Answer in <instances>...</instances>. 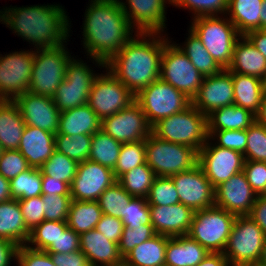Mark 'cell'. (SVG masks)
<instances>
[{"mask_svg": "<svg viewBox=\"0 0 266 266\" xmlns=\"http://www.w3.org/2000/svg\"><path fill=\"white\" fill-rule=\"evenodd\" d=\"M85 11L83 48L93 63L106 68V63L134 36L133 27L119 0H91Z\"/></svg>", "mask_w": 266, "mask_h": 266, "instance_id": "1", "label": "cell"}, {"mask_svg": "<svg viewBox=\"0 0 266 266\" xmlns=\"http://www.w3.org/2000/svg\"><path fill=\"white\" fill-rule=\"evenodd\" d=\"M134 35L106 63V68L136 95L160 78L161 56L169 39L161 33L136 32Z\"/></svg>", "mask_w": 266, "mask_h": 266, "instance_id": "2", "label": "cell"}, {"mask_svg": "<svg viewBox=\"0 0 266 266\" xmlns=\"http://www.w3.org/2000/svg\"><path fill=\"white\" fill-rule=\"evenodd\" d=\"M60 5L9 7L0 11V22L36 49L54 48L67 43L69 17Z\"/></svg>", "mask_w": 266, "mask_h": 266, "instance_id": "3", "label": "cell"}, {"mask_svg": "<svg viewBox=\"0 0 266 266\" xmlns=\"http://www.w3.org/2000/svg\"><path fill=\"white\" fill-rule=\"evenodd\" d=\"M151 133L164 141L194 148L197 152L206 144L207 117L192 104L181 112L161 119Z\"/></svg>", "mask_w": 266, "mask_h": 266, "instance_id": "4", "label": "cell"}, {"mask_svg": "<svg viewBox=\"0 0 266 266\" xmlns=\"http://www.w3.org/2000/svg\"><path fill=\"white\" fill-rule=\"evenodd\" d=\"M190 29L201 40L212 58L227 69L233 58V50L240 34L234 24L219 16H201L193 18Z\"/></svg>", "mask_w": 266, "mask_h": 266, "instance_id": "5", "label": "cell"}, {"mask_svg": "<svg viewBox=\"0 0 266 266\" xmlns=\"http://www.w3.org/2000/svg\"><path fill=\"white\" fill-rule=\"evenodd\" d=\"M146 163L156 176L171 177L198 164V152L189 146L164 141L152 133L146 138Z\"/></svg>", "mask_w": 266, "mask_h": 266, "instance_id": "6", "label": "cell"}, {"mask_svg": "<svg viewBox=\"0 0 266 266\" xmlns=\"http://www.w3.org/2000/svg\"><path fill=\"white\" fill-rule=\"evenodd\" d=\"M236 217L216 205L194 211L188 235L209 252L223 253Z\"/></svg>", "mask_w": 266, "mask_h": 266, "instance_id": "7", "label": "cell"}, {"mask_svg": "<svg viewBox=\"0 0 266 266\" xmlns=\"http://www.w3.org/2000/svg\"><path fill=\"white\" fill-rule=\"evenodd\" d=\"M66 45L34 49V61L28 92L53 97L65 79L67 63L72 58ZM70 55V56H69Z\"/></svg>", "mask_w": 266, "mask_h": 266, "instance_id": "8", "label": "cell"}, {"mask_svg": "<svg viewBox=\"0 0 266 266\" xmlns=\"http://www.w3.org/2000/svg\"><path fill=\"white\" fill-rule=\"evenodd\" d=\"M135 101L145 113L151 127L192 104L190 98L161 78L140 90L135 95Z\"/></svg>", "mask_w": 266, "mask_h": 266, "instance_id": "9", "label": "cell"}, {"mask_svg": "<svg viewBox=\"0 0 266 266\" xmlns=\"http://www.w3.org/2000/svg\"><path fill=\"white\" fill-rule=\"evenodd\" d=\"M265 239L264 232L251 218L237 216L223 254L230 263L257 265Z\"/></svg>", "mask_w": 266, "mask_h": 266, "instance_id": "10", "label": "cell"}, {"mask_svg": "<svg viewBox=\"0 0 266 266\" xmlns=\"http://www.w3.org/2000/svg\"><path fill=\"white\" fill-rule=\"evenodd\" d=\"M168 41L161 56L160 78L191 100L198 93L204 76L175 44Z\"/></svg>", "mask_w": 266, "mask_h": 266, "instance_id": "11", "label": "cell"}, {"mask_svg": "<svg viewBox=\"0 0 266 266\" xmlns=\"http://www.w3.org/2000/svg\"><path fill=\"white\" fill-rule=\"evenodd\" d=\"M97 76L87 63L72 57L67 63L65 79L52 97L60 112L88 104L90 90Z\"/></svg>", "mask_w": 266, "mask_h": 266, "instance_id": "12", "label": "cell"}, {"mask_svg": "<svg viewBox=\"0 0 266 266\" xmlns=\"http://www.w3.org/2000/svg\"><path fill=\"white\" fill-rule=\"evenodd\" d=\"M99 74L90 90L88 105L102 120L125 109L135 101V95L107 68Z\"/></svg>", "mask_w": 266, "mask_h": 266, "instance_id": "13", "label": "cell"}, {"mask_svg": "<svg viewBox=\"0 0 266 266\" xmlns=\"http://www.w3.org/2000/svg\"><path fill=\"white\" fill-rule=\"evenodd\" d=\"M34 51H15L0 55V100H14L28 92Z\"/></svg>", "mask_w": 266, "mask_h": 266, "instance_id": "14", "label": "cell"}, {"mask_svg": "<svg viewBox=\"0 0 266 266\" xmlns=\"http://www.w3.org/2000/svg\"><path fill=\"white\" fill-rule=\"evenodd\" d=\"M210 141L208 137L206 144L198 151V164L216 188L234 174L243 171L245 159L242 153L217 146Z\"/></svg>", "mask_w": 266, "mask_h": 266, "instance_id": "15", "label": "cell"}, {"mask_svg": "<svg viewBox=\"0 0 266 266\" xmlns=\"http://www.w3.org/2000/svg\"><path fill=\"white\" fill-rule=\"evenodd\" d=\"M145 113L134 101L125 109L101 120V129L121 143L146 140L151 134Z\"/></svg>", "mask_w": 266, "mask_h": 266, "instance_id": "16", "label": "cell"}, {"mask_svg": "<svg viewBox=\"0 0 266 266\" xmlns=\"http://www.w3.org/2000/svg\"><path fill=\"white\" fill-rule=\"evenodd\" d=\"M117 181L114 171L87 159L78 163L70 186L72 200L97 201L100 195Z\"/></svg>", "mask_w": 266, "mask_h": 266, "instance_id": "17", "label": "cell"}, {"mask_svg": "<svg viewBox=\"0 0 266 266\" xmlns=\"http://www.w3.org/2000/svg\"><path fill=\"white\" fill-rule=\"evenodd\" d=\"M170 178L178 192L180 203L193 211L207 209L215 205V188L199 164Z\"/></svg>", "mask_w": 266, "mask_h": 266, "instance_id": "18", "label": "cell"}, {"mask_svg": "<svg viewBox=\"0 0 266 266\" xmlns=\"http://www.w3.org/2000/svg\"><path fill=\"white\" fill-rule=\"evenodd\" d=\"M234 104V88L231 72H221L204 76L198 93L192 99V105L206 117L213 111Z\"/></svg>", "mask_w": 266, "mask_h": 266, "instance_id": "19", "label": "cell"}, {"mask_svg": "<svg viewBox=\"0 0 266 266\" xmlns=\"http://www.w3.org/2000/svg\"><path fill=\"white\" fill-rule=\"evenodd\" d=\"M124 2L119 0L130 25L137 29L135 33H162L164 31L167 20L165 7L166 4H172V0H126Z\"/></svg>", "mask_w": 266, "mask_h": 266, "instance_id": "20", "label": "cell"}, {"mask_svg": "<svg viewBox=\"0 0 266 266\" xmlns=\"http://www.w3.org/2000/svg\"><path fill=\"white\" fill-rule=\"evenodd\" d=\"M25 121V125L57 134L60 110L52 97L25 92L13 100Z\"/></svg>", "mask_w": 266, "mask_h": 266, "instance_id": "21", "label": "cell"}, {"mask_svg": "<svg viewBox=\"0 0 266 266\" xmlns=\"http://www.w3.org/2000/svg\"><path fill=\"white\" fill-rule=\"evenodd\" d=\"M256 198L243 171L215 188V205L235 216H248Z\"/></svg>", "mask_w": 266, "mask_h": 266, "instance_id": "22", "label": "cell"}, {"mask_svg": "<svg viewBox=\"0 0 266 266\" xmlns=\"http://www.w3.org/2000/svg\"><path fill=\"white\" fill-rule=\"evenodd\" d=\"M194 211L182 203L150 206L151 225L156 234L168 237L188 235Z\"/></svg>", "mask_w": 266, "mask_h": 266, "instance_id": "23", "label": "cell"}, {"mask_svg": "<svg viewBox=\"0 0 266 266\" xmlns=\"http://www.w3.org/2000/svg\"><path fill=\"white\" fill-rule=\"evenodd\" d=\"M18 150L31 168L40 169L55 150V134L26 125Z\"/></svg>", "mask_w": 266, "mask_h": 266, "instance_id": "24", "label": "cell"}, {"mask_svg": "<svg viewBox=\"0 0 266 266\" xmlns=\"http://www.w3.org/2000/svg\"><path fill=\"white\" fill-rule=\"evenodd\" d=\"M80 250L88 257L92 266H120L123 264L118 244L109 241L96 229L80 235Z\"/></svg>", "mask_w": 266, "mask_h": 266, "instance_id": "25", "label": "cell"}, {"mask_svg": "<svg viewBox=\"0 0 266 266\" xmlns=\"http://www.w3.org/2000/svg\"><path fill=\"white\" fill-rule=\"evenodd\" d=\"M227 69L231 73L263 79L266 75V58L245 35H241L234 46L232 62Z\"/></svg>", "mask_w": 266, "mask_h": 266, "instance_id": "26", "label": "cell"}, {"mask_svg": "<svg viewBox=\"0 0 266 266\" xmlns=\"http://www.w3.org/2000/svg\"><path fill=\"white\" fill-rule=\"evenodd\" d=\"M209 251L189 235L168 237L165 266H196Z\"/></svg>", "mask_w": 266, "mask_h": 266, "instance_id": "27", "label": "cell"}, {"mask_svg": "<svg viewBox=\"0 0 266 266\" xmlns=\"http://www.w3.org/2000/svg\"><path fill=\"white\" fill-rule=\"evenodd\" d=\"M100 129L101 119L88 104L60 112L57 134L93 135Z\"/></svg>", "mask_w": 266, "mask_h": 266, "instance_id": "28", "label": "cell"}, {"mask_svg": "<svg viewBox=\"0 0 266 266\" xmlns=\"http://www.w3.org/2000/svg\"><path fill=\"white\" fill-rule=\"evenodd\" d=\"M30 230L26 227L18 199L0 203V238L15 245H26Z\"/></svg>", "mask_w": 266, "mask_h": 266, "instance_id": "29", "label": "cell"}, {"mask_svg": "<svg viewBox=\"0 0 266 266\" xmlns=\"http://www.w3.org/2000/svg\"><path fill=\"white\" fill-rule=\"evenodd\" d=\"M25 121L13 100H0V144L3 150L18 149Z\"/></svg>", "mask_w": 266, "mask_h": 266, "instance_id": "30", "label": "cell"}, {"mask_svg": "<svg viewBox=\"0 0 266 266\" xmlns=\"http://www.w3.org/2000/svg\"><path fill=\"white\" fill-rule=\"evenodd\" d=\"M168 236L156 234L135 246L124 258V266H165Z\"/></svg>", "mask_w": 266, "mask_h": 266, "instance_id": "31", "label": "cell"}, {"mask_svg": "<svg viewBox=\"0 0 266 266\" xmlns=\"http://www.w3.org/2000/svg\"><path fill=\"white\" fill-rule=\"evenodd\" d=\"M231 75L234 88V104L256 115L263 98L262 79L240 73H231Z\"/></svg>", "mask_w": 266, "mask_h": 266, "instance_id": "32", "label": "cell"}, {"mask_svg": "<svg viewBox=\"0 0 266 266\" xmlns=\"http://www.w3.org/2000/svg\"><path fill=\"white\" fill-rule=\"evenodd\" d=\"M255 122V115L235 104L222 107L207 116V131L246 130Z\"/></svg>", "mask_w": 266, "mask_h": 266, "instance_id": "33", "label": "cell"}, {"mask_svg": "<svg viewBox=\"0 0 266 266\" xmlns=\"http://www.w3.org/2000/svg\"><path fill=\"white\" fill-rule=\"evenodd\" d=\"M263 0H228L227 14L240 35L260 29Z\"/></svg>", "mask_w": 266, "mask_h": 266, "instance_id": "34", "label": "cell"}, {"mask_svg": "<svg viewBox=\"0 0 266 266\" xmlns=\"http://www.w3.org/2000/svg\"><path fill=\"white\" fill-rule=\"evenodd\" d=\"M102 215L103 212L98 201L72 200L67 217V226L81 235L95 229Z\"/></svg>", "mask_w": 266, "mask_h": 266, "instance_id": "35", "label": "cell"}, {"mask_svg": "<svg viewBox=\"0 0 266 266\" xmlns=\"http://www.w3.org/2000/svg\"><path fill=\"white\" fill-rule=\"evenodd\" d=\"M188 32L187 42L185 41L184 46L181 47L176 44L179 49L203 76H211L221 72L223 68L212 58L201 40L190 28Z\"/></svg>", "mask_w": 266, "mask_h": 266, "instance_id": "36", "label": "cell"}, {"mask_svg": "<svg viewBox=\"0 0 266 266\" xmlns=\"http://www.w3.org/2000/svg\"><path fill=\"white\" fill-rule=\"evenodd\" d=\"M122 143L116 141L102 129L92 135L88 159L112 170L117 163Z\"/></svg>", "mask_w": 266, "mask_h": 266, "instance_id": "37", "label": "cell"}, {"mask_svg": "<svg viewBox=\"0 0 266 266\" xmlns=\"http://www.w3.org/2000/svg\"><path fill=\"white\" fill-rule=\"evenodd\" d=\"M156 177L145 162L123 174L117 181L133 197L147 198Z\"/></svg>", "mask_w": 266, "mask_h": 266, "instance_id": "38", "label": "cell"}, {"mask_svg": "<svg viewBox=\"0 0 266 266\" xmlns=\"http://www.w3.org/2000/svg\"><path fill=\"white\" fill-rule=\"evenodd\" d=\"M92 135L55 134V150L81 163L88 159Z\"/></svg>", "mask_w": 266, "mask_h": 266, "instance_id": "39", "label": "cell"}, {"mask_svg": "<svg viewBox=\"0 0 266 266\" xmlns=\"http://www.w3.org/2000/svg\"><path fill=\"white\" fill-rule=\"evenodd\" d=\"M12 199H27L42 195V172L30 168L10 180Z\"/></svg>", "mask_w": 266, "mask_h": 266, "instance_id": "40", "label": "cell"}, {"mask_svg": "<svg viewBox=\"0 0 266 266\" xmlns=\"http://www.w3.org/2000/svg\"><path fill=\"white\" fill-rule=\"evenodd\" d=\"M132 197L133 196L116 181L100 195L97 201L103 214L122 219L124 217V210Z\"/></svg>", "mask_w": 266, "mask_h": 266, "instance_id": "41", "label": "cell"}, {"mask_svg": "<svg viewBox=\"0 0 266 266\" xmlns=\"http://www.w3.org/2000/svg\"><path fill=\"white\" fill-rule=\"evenodd\" d=\"M67 228V221L44 220L30 231L26 245L32 249L45 251L55 243L60 232H64Z\"/></svg>", "mask_w": 266, "mask_h": 266, "instance_id": "42", "label": "cell"}, {"mask_svg": "<svg viewBox=\"0 0 266 266\" xmlns=\"http://www.w3.org/2000/svg\"><path fill=\"white\" fill-rule=\"evenodd\" d=\"M78 163L63 153L54 150L52 156L40 168L42 176L61 180L71 186L77 172Z\"/></svg>", "mask_w": 266, "mask_h": 266, "instance_id": "43", "label": "cell"}, {"mask_svg": "<svg viewBox=\"0 0 266 266\" xmlns=\"http://www.w3.org/2000/svg\"><path fill=\"white\" fill-rule=\"evenodd\" d=\"M146 140L133 143H122L120 154L113 169L118 180L123 174L146 162Z\"/></svg>", "mask_w": 266, "mask_h": 266, "instance_id": "44", "label": "cell"}, {"mask_svg": "<svg viewBox=\"0 0 266 266\" xmlns=\"http://www.w3.org/2000/svg\"><path fill=\"white\" fill-rule=\"evenodd\" d=\"M146 199L149 206H170L180 203L178 192L170 177L157 176Z\"/></svg>", "mask_w": 266, "mask_h": 266, "instance_id": "45", "label": "cell"}, {"mask_svg": "<svg viewBox=\"0 0 266 266\" xmlns=\"http://www.w3.org/2000/svg\"><path fill=\"white\" fill-rule=\"evenodd\" d=\"M246 131L245 161L266 162V127L255 121Z\"/></svg>", "mask_w": 266, "mask_h": 266, "instance_id": "46", "label": "cell"}, {"mask_svg": "<svg viewBox=\"0 0 266 266\" xmlns=\"http://www.w3.org/2000/svg\"><path fill=\"white\" fill-rule=\"evenodd\" d=\"M173 6L192 11L193 17L218 16L227 13L228 0H172Z\"/></svg>", "mask_w": 266, "mask_h": 266, "instance_id": "47", "label": "cell"}, {"mask_svg": "<svg viewBox=\"0 0 266 266\" xmlns=\"http://www.w3.org/2000/svg\"><path fill=\"white\" fill-rule=\"evenodd\" d=\"M124 227L151 225L150 206L146 198L132 197L121 219Z\"/></svg>", "mask_w": 266, "mask_h": 266, "instance_id": "48", "label": "cell"}, {"mask_svg": "<svg viewBox=\"0 0 266 266\" xmlns=\"http://www.w3.org/2000/svg\"><path fill=\"white\" fill-rule=\"evenodd\" d=\"M156 235L152 225L133 226L123 228L121 239L118 243L119 252L124 258L135 246L149 240Z\"/></svg>", "mask_w": 266, "mask_h": 266, "instance_id": "49", "label": "cell"}, {"mask_svg": "<svg viewBox=\"0 0 266 266\" xmlns=\"http://www.w3.org/2000/svg\"><path fill=\"white\" fill-rule=\"evenodd\" d=\"M44 203V220L67 221L71 195H41Z\"/></svg>", "mask_w": 266, "mask_h": 266, "instance_id": "50", "label": "cell"}, {"mask_svg": "<svg viewBox=\"0 0 266 266\" xmlns=\"http://www.w3.org/2000/svg\"><path fill=\"white\" fill-rule=\"evenodd\" d=\"M31 167L18 149L3 150L0 156V174L11 180Z\"/></svg>", "mask_w": 266, "mask_h": 266, "instance_id": "51", "label": "cell"}, {"mask_svg": "<svg viewBox=\"0 0 266 266\" xmlns=\"http://www.w3.org/2000/svg\"><path fill=\"white\" fill-rule=\"evenodd\" d=\"M207 134L213 142L217 139L215 142L217 146L232 149L244 154L247 145L246 130L207 131Z\"/></svg>", "mask_w": 266, "mask_h": 266, "instance_id": "52", "label": "cell"}, {"mask_svg": "<svg viewBox=\"0 0 266 266\" xmlns=\"http://www.w3.org/2000/svg\"><path fill=\"white\" fill-rule=\"evenodd\" d=\"M18 201L24 222L30 231L44 221V203L42 196L20 199Z\"/></svg>", "mask_w": 266, "mask_h": 266, "instance_id": "53", "label": "cell"}, {"mask_svg": "<svg viewBox=\"0 0 266 266\" xmlns=\"http://www.w3.org/2000/svg\"><path fill=\"white\" fill-rule=\"evenodd\" d=\"M243 173L257 195L266 194V162L245 161Z\"/></svg>", "mask_w": 266, "mask_h": 266, "instance_id": "54", "label": "cell"}, {"mask_svg": "<svg viewBox=\"0 0 266 266\" xmlns=\"http://www.w3.org/2000/svg\"><path fill=\"white\" fill-rule=\"evenodd\" d=\"M16 262L18 266H56L50 254L22 245L17 248Z\"/></svg>", "mask_w": 266, "mask_h": 266, "instance_id": "55", "label": "cell"}, {"mask_svg": "<svg viewBox=\"0 0 266 266\" xmlns=\"http://www.w3.org/2000/svg\"><path fill=\"white\" fill-rule=\"evenodd\" d=\"M80 250V235L73 229L67 228L60 232L55 243H52L45 251L48 253H70Z\"/></svg>", "mask_w": 266, "mask_h": 266, "instance_id": "56", "label": "cell"}, {"mask_svg": "<svg viewBox=\"0 0 266 266\" xmlns=\"http://www.w3.org/2000/svg\"><path fill=\"white\" fill-rule=\"evenodd\" d=\"M123 228L124 225L121 219L103 214L95 229L105 235L109 241L118 244L123 233Z\"/></svg>", "mask_w": 266, "mask_h": 266, "instance_id": "57", "label": "cell"}, {"mask_svg": "<svg viewBox=\"0 0 266 266\" xmlns=\"http://www.w3.org/2000/svg\"><path fill=\"white\" fill-rule=\"evenodd\" d=\"M56 266H92L88 257L81 251L70 253H49Z\"/></svg>", "mask_w": 266, "mask_h": 266, "instance_id": "58", "label": "cell"}, {"mask_svg": "<svg viewBox=\"0 0 266 266\" xmlns=\"http://www.w3.org/2000/svg\"><path fill=\"white\" fill-rule=\"evenodd\" d=\"M70 195V186L50 176H42V195Z\"/></svg>", "mask_w": 266, "mask_h": 266, "instance_id": "59", "label": "cell"}, {"mask_svg": "<svg viewBox=\"0 0 266 266\" xmlns=\"http://www.w3.org/2000/svg\"><path fill=\"white\" fill-rule=\"evenodd\" d=\"M264 232L266 236V196L257 195V198L252 206L251 212L248 215Z\"/></svg>", "mask_w": 266, "mask_h": 266, "instance_id": "60", "label": "cell"}, {"mask_svg": "<svg viewBox=\"0 0 266 266\" xmlns=\"http://www.w3.org/2000/svg\"><path fill=\"white\" fill-rule=\"evenodd\" d=\"M17 248L11 241L0 238V266H10L13 260L16 261Z\"/></svg>", "mask_w": 266, "mask_h": 266, "instance_id": "61", "label": "cell"}, {"mask_svg": "<svg viewBox=\"0 0 266 266\" xmlns=\"http://www.w3.org/2000/svg\"><path fill=\"white\" fill-rule=\"evenodd\" d=\"M256 49L266 58V33L259 30H252L245 35Z\"/></svg>", "mask_w": 266, "mask_h": 266, "instance_id": "62", "label": "cell"}, {"mask_svg": "<svg viewBox=\"0 0 266 266\" xmlns=\"http://www.w3.org/2000/svg\"><path fill=\"white\" fill-rule=\"evenodd\" d=\"M227 262L226 257L220 252H209L208 255L196 266H223Z\"/></svg>", "mask_w": 266, "mask_h": 266, "instance_id": "63", "label": "cell"}, {"mask_svg": "<svg viewBox=\"0 0 266 266\" xmlns=\"http://www.w3.org/2000/svg\"><path fill=\"white\" fill-rule=\"evenodd\" d=\"M12 199L10 180L0 174V203Z\"/></svg>", "mask_w": 266, "mask_h": 266, "instance_id": "64", "label": "cell"}, {"mask_svg": "<svg viewBox=\"0 0 266 266\" xmlns=\"http://www.w3.org/2000/svg\"><path fill=\"white\" fill-rule=\"evenodd\" d=\"M255 121L266 127V96H263L258 113L255 115Z\"/></svg>", "mask_w": 266, "mask_h": 266, "instance_id": "65", "label": "cell"}, {"mask_svg": "<svg viewBox=\"0 0 266 266\" xmlns=\"http://www.w3.org/2000/svg\"><path fill=\"white\" fill-rule=\"evenodd\" d=\"M266 25V0H263L260 14V29Z\"/></svg>", "mask_w": 266, "mask_h": 266, "instance_id": "66", "label": "cell"}, {"mask_svg": "<svg viewBox=\"0 0 266 266\" xmlns=\"http://www.w3.org/2000/svg\"><path fill=\"white\" fill-rule=\"evenodd\" d=\"M257 266H266V239Z\"/></svg>", "mask_w": 266, "mask_h": 266, "instance_id": "67", "label": "cell"}, {"mask_svg": "<svg viewBox=\"0 0 266 266\" xmlns=\"http://www.w3.org/2000/svg\"><path fill=\"white\" fill-rule=\"evenodd\" d=\"M262 83H263V96H266V75L262 79Z\"/></svg>", "mask_w": 266, "mask_h": 266, "instance_id": "68", "label": "cell"}, {"mask_svg": "<svg viewBox=\"0 0 266 266\" xmlns=\"http://www.w3.org/2000/svg\"><path fill=\"white\" fill-rule=\"evenodd\" d=\"M223 266H242V265L226 262Z\"/></svg>", "mask_w": 266, "mask_h": 266, "instance_id": "69", "label": "cell"}, {"mask_svg": "<svg viewBox=\"0 0 266 266\" xmlns=\"http://www.w3.org/2000/svg\"><path fill=\"white\" fill-rule=\"evenodd\" d=\"M261 30L264 31V32L266 33V25L263 26Z\"/></svg>", "mask_w": 266, "mask_h": 266, "instance_id": "70", "label": "cell"}, {"mask_svg": "<svg viewBox=\"0 0 266 266\" xmlns=\"http://www.w3.org/2000/svg\"><path fill=\"white\" fill-rule=\"evenodd\" d=\"M2 152H3V149H2V146L0 144V156H1Z\"/></svg>", "mask_w": 266, "mask_h": 266, "instance_id": "71", "label": "cell"}]
</instances>
